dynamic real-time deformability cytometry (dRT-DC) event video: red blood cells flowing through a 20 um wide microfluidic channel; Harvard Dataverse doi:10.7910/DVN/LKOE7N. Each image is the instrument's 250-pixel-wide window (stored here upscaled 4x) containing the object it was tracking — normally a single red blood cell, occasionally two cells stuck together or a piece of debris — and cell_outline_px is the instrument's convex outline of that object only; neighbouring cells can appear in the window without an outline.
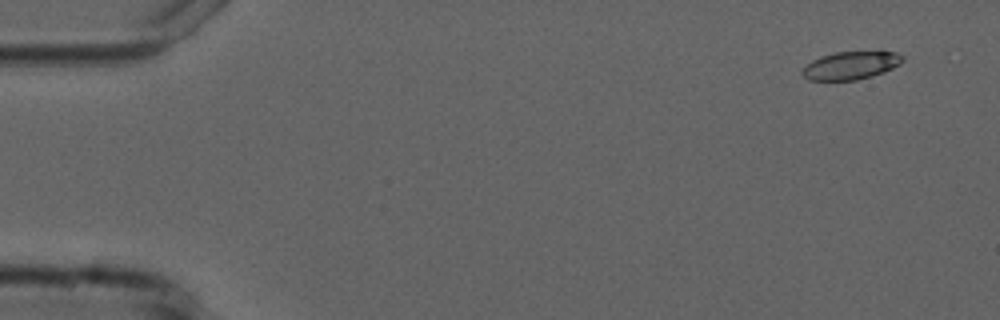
{"species": "common noctule bat (a hibernating species)", "species_latin": "Nyctalus noctula", "temperature_condition": "cold", "stored_images_in_passage": 6, "camera_frame_rate_fps": 3000, "um_per_image_px": 0.085, "animal": {"sex": "male", "forearm_length_mm": 52.5}, "frame": {"image": 1, "passage_image": 1, "time_ms": 0.0, "image_size_px": [1000, 320], "cell_outline_px": [[904, 60], [900, 64], [884, 72], [872, 76], [856, 80], [808, 80], [800, 72], [812, 60], [820, 56], [836, 52], [896, 52], [904, 56]], "centroid_in_image_um": [72.32, 5.57], "position_along_channel_um": 12.7, "area_um2": 16.24}}
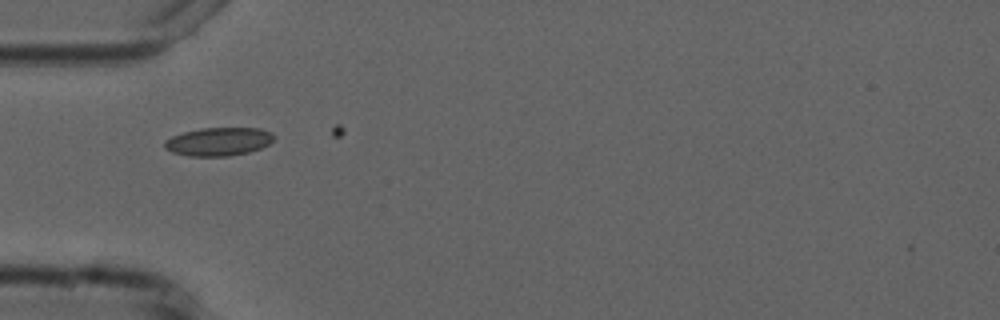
{"frame": {"image": 2, "passage_image": 5, "time_ms": 4.667, "image_size_px": [1000, 320], "cell_outline_px": [[276, 136], [268, 144], [260, 148], [248, 152], [228, 156], [188, 156], [172, 152], [164, 148], [164, 140], [172, 136], [184, 132], [200, 128], [260, 128], [272, 132]], "centroid_in_image_um": [18.57, 12.03], "position_along_channel_um": 66.4, "area_um2": 18.09}}